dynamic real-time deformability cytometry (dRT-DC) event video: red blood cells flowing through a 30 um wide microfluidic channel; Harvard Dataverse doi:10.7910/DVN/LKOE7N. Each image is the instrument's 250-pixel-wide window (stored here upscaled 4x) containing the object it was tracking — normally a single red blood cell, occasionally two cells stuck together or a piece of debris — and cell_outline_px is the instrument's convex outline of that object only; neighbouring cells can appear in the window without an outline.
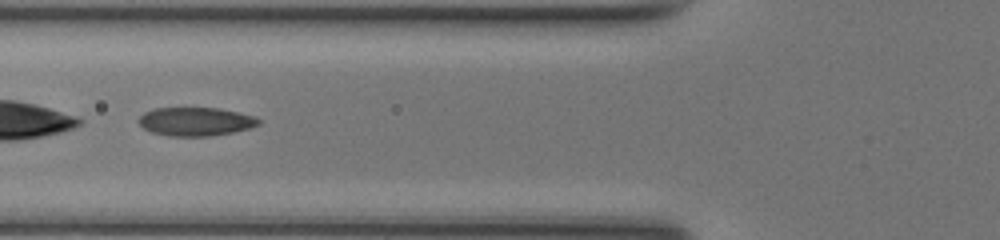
{"species": "common noctule bat (a hibernating species)", "species_latin": "Nyctalus noctula", "temperature_condition": "room temperature", "stored_images_in_passage": 47, "camera_frame_rate_fps": 3000, "um_per_image_px": 0.085, "animal": {"sex": "female", "body_mass_g": 17.0, "forearm_length_mm": 48.0}, "frame": {"image": 1, "passage_image": 18, "time_ms": 5.667, "image_size_px": [1000, 240], "cell_outline_px": [[260, 124], [252, 128], [232, 132], [208, 136], [168, 136], [152, 132], [144, 128], [136, 120], [144, 112], [152, 108], [216, 108], [256, 116], [260, 120]], "centroid_in_image_um": [16.62, 10.33], "position_along_channel_um": 109.2, "area_um2": 20.0}}
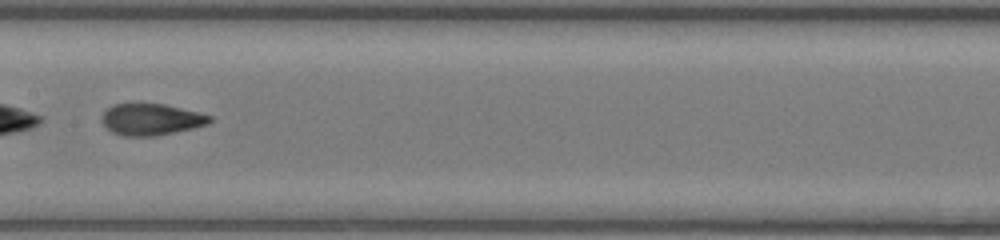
{"frame": {"image": 2, "passage_image": 24, "time_ms": 7.667, "image_size_px": [1000, 240], "cell_outline_px": [[212, 120], [208, 124], [192, 128], [156, 136], [124, 136], [112, 132], [100, 120], [100, 116], [112, 104], [164, 104], [212, 116]], "centroid_in_image_um": [12.81, 10.15], "position_along_channel_um": 194.6, "area_um2": 19.65}}